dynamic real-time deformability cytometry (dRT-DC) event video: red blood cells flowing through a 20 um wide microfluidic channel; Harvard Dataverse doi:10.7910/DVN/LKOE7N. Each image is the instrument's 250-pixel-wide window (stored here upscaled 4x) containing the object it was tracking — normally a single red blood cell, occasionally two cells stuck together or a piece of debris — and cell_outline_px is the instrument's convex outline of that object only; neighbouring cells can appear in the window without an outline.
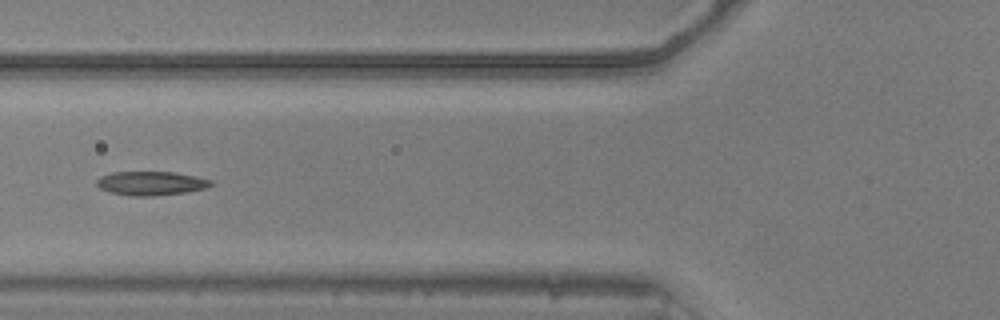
{"species": "common noctule bat (a hibernating species)", "species_latin": "Nyctalus noctula", "temperature_condition": "warm", "stored_images_in_passage": 52, "segment_of_instrument_passage": [2, 2], "camera_frame_rate_fps": 3000, "um_per_image_px": 0.085, "animal": {"sex": "male", "body_mass_g": 20.5, "forearm_length_mm": 52.5}, "frame": {"image": 1, "passage_image": 20, "time_ms": 6.333, "image_size_px": [1000, 320], "cell_outline_px": [[216, 184], [208, 188], [184, 192], [152, 196], [128, 196], [108, 192], [100, 188], [96, 184], [96, 180], [100, 176], [112, 172], [172, 172], [196, 176], [212, 180]], "centroid_in_image_um": [12.84, 15.58], "position_along_channel_um": 113.0, "area_um2": 16.13}}
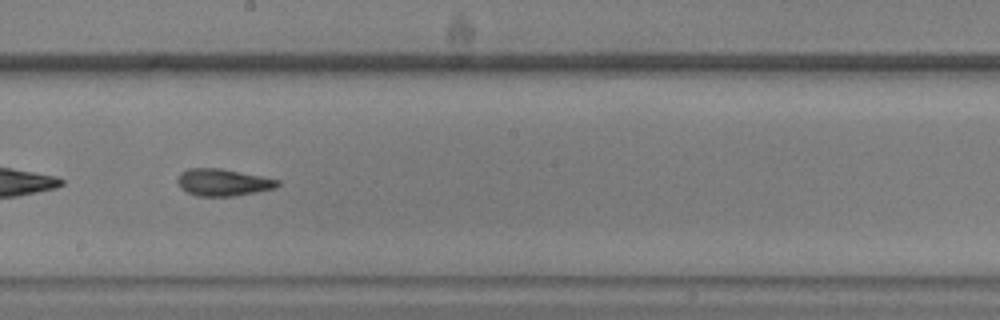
{"frame": {"image": 2, "passage_image": 29, "time_ms": 9.333, "image_size_px": [1000, 320], "cell_outline_px": [[280, 184], [276, 188], [236, 196], [196, 196], [180, 188], [176, 180], [180, 172], [188, 168], [220, 168], [280, 180]], "centroid_in_image_um": [18.93, 15.5], "position_along_channel_um": 229.3, "area_um2": 15.84}}
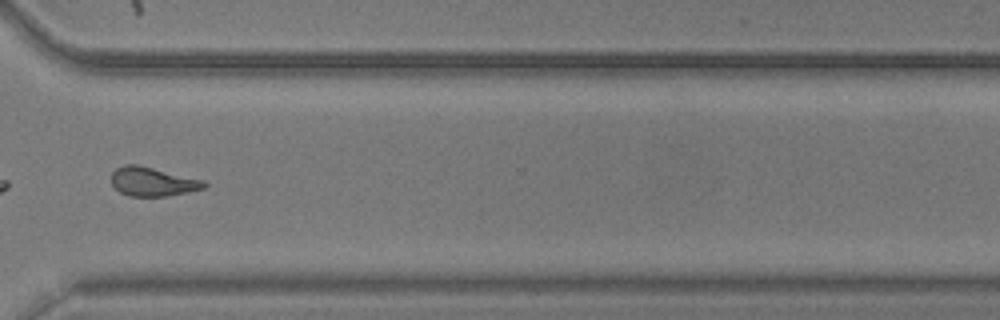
{"frame": {"image": 3, "passage_image": 39, "time_ms": 12.667, "image_size_px": [1000, 320], "cell_outline_px": [[208, 184], [204, 188], [188, 192], [168, 196], [128, 196], [120, 192], [112, 184], [112, 172], [116, 168], [124, 164], [136, 164], [204, 180]], "centroid_in_image_um": [12.97, 15.44], "position_along_channel_um": 357.6, "area_um2": 15.61}}